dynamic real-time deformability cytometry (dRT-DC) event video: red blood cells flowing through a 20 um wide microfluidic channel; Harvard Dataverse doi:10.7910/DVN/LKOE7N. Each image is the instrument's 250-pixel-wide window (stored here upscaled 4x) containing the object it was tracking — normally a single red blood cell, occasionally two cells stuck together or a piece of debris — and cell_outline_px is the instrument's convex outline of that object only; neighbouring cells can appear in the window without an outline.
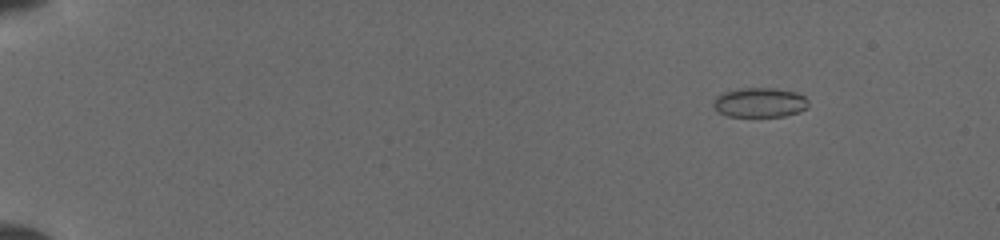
{"species": "common noctule bat (a hibernating species)", "species_latin": "Nyctalus noctula", "temperature_condition": "cold", "stored_images_in_passage": 31, "camera_frame_rate_fps": 3000, "um_per_image_px": 0.085, "animal": {"sex": "female", "body_mass_g": 19.5, "forearm_length_mm": 54.1}, "frame": {"image": 1, "passage_image": 4, "time_ms": 2.0, "image_size_px": [1000, 240], "cell_outline_px": [[808, 108], [784, 116], [728, 116], [720, 112], [712, 104], [712, 100], [716, 96], [724, 92], [744, 88], [776, 88], [796, 92], [804, 96], [808, 100]], "centroid_in_image_um": [64.59, 8.7], "position_along_channel_um": 20.4, "area_um2": 16.3}}
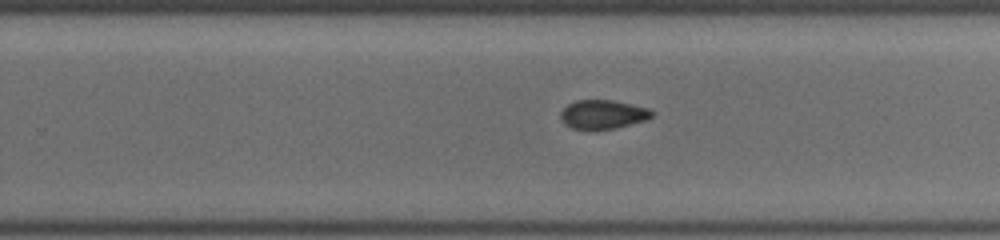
{"frame": {"image": 2, "passage_image": 16, "time_ms": 11.667, "image_size_px": [1000, 240], "cell_outline_px": [[652, 116], [648, 120], [616, 128], [572, 128], [564, 124], [560, 116], [560, 112], [568, 104], [576, 100], [612, 100], [648, 108], [652, 112]], "centroid_in_image_um": [51.25, 9.71], "position_along_channel_um": 278.6, "area_um2": 15.14}}
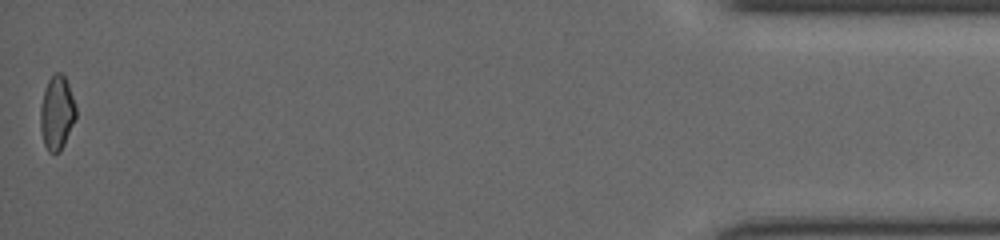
{"frame": {"image": 3, "passage_image": 31, "time_ms": 17.333, "image_size_px": [1000, 240], "cell_outline_px": [[76, 116], [64, 144], [60, 152], [48, 152], [44, 144], [40, 128], [40, 104], [48, 80], [56, 72], [60, 72], [64, 76], [68, 84], [76, 108]], "centroid_in_image_um": [4.81, 9.6], "position_along_channel_um": 430.4, "area_um2": 15.14}}